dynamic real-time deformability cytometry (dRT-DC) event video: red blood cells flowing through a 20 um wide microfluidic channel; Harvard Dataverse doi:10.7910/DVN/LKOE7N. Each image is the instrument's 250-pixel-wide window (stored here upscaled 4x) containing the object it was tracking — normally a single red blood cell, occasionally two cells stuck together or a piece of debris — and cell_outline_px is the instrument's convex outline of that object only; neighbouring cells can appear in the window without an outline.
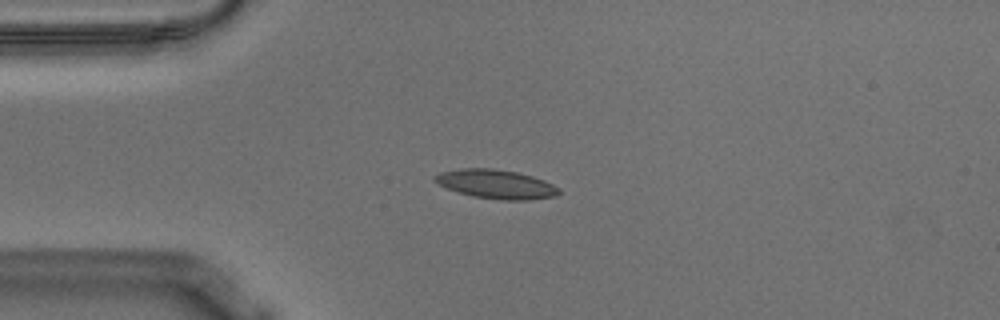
{"species": "Egyptian fruit bat (a non-hibernating species)", "species_latin": "Rousettus aegyptiacus", "temperature_condition": "warm", "stored_images_in_passage": 43, "camera_frame_rate_fps": 3000, "um_per_image_px": 0.085, "animal": {"sex": "male"}, "frame": {"image": 1, "passage_image": 1, "time_ms": 0.0, "image_size_px": [1000, 320], "cell_outline_px": [[560, 192], [556, 196], [528, 200], [500, 200], [472, 196], [448, 188], [432, 180], [432, 176], [440, 172], [460, 168], [492, 168], [516, 172], [532, 176], [544, 180], [560, 188]], "centroid_in_image_um": [42.17, 15.65], "position_along_channel_um": 42.8, "area_um2": 20.98}}
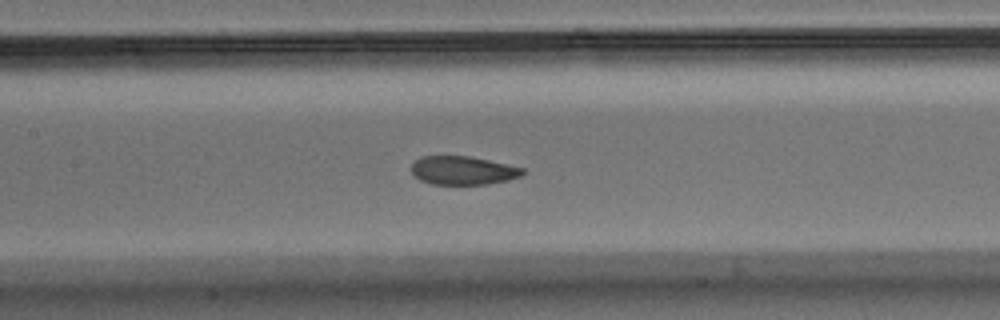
{"frame": {"image": 2, "passage_image": 13, "time_ms": 4.0, "image_size_px": [1000, 320], "cell_outline_px": [[528, 172], [520, 176], [508, 180], [488, 184], [432, 184], [420, 180], [412, 172], [412, 164], [420, 156], [472, 156], [524, 168]], "centroid_in_image_um": [39.39, 14.48], "position_along_channel_um": 168.0, "area_um2": 18.55}}
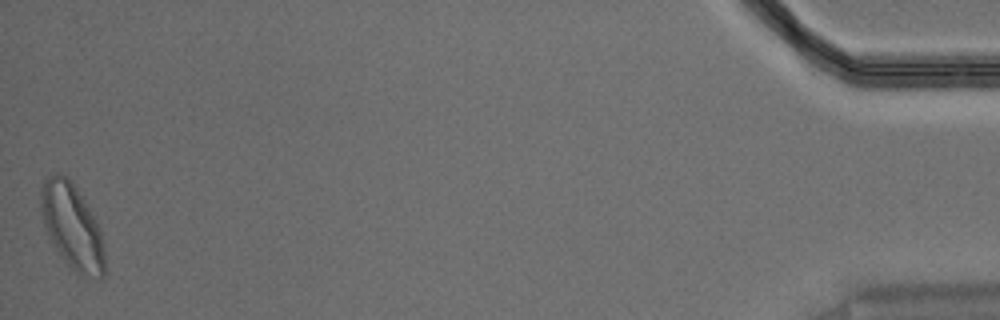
{"frame": {"image": 3, "passage_image": 43, "time_ms": 14.0, "image_size_px": [1000, 320], "cell_outline_px": [[104, 276], [100, 280], [96, 280], [80, 276], [68, 264], [56, 248], [48, 236], [44, 224], [40, 208], [40, 188], [44, 176], [56, 172], [68, 176], [72, 180], [96, 220], [100, 228], [104, 252]], "centroid_in_image_um": [6.12, 19.22], "position_along_channel_um": 429.1, "area_um2": 32.08}, "authors_computed_cell_mechanics": {"area_um2": 20.23, "velocity_mm_per_s": 3.5764, "shape_relaxation_time_tau1_ms": 4.5434, "shape_relaxation_time_tau2_ms": 1.9524, "deformation_change_tau1": 0.1312, "deformation_change_tau2": 0.0768}}